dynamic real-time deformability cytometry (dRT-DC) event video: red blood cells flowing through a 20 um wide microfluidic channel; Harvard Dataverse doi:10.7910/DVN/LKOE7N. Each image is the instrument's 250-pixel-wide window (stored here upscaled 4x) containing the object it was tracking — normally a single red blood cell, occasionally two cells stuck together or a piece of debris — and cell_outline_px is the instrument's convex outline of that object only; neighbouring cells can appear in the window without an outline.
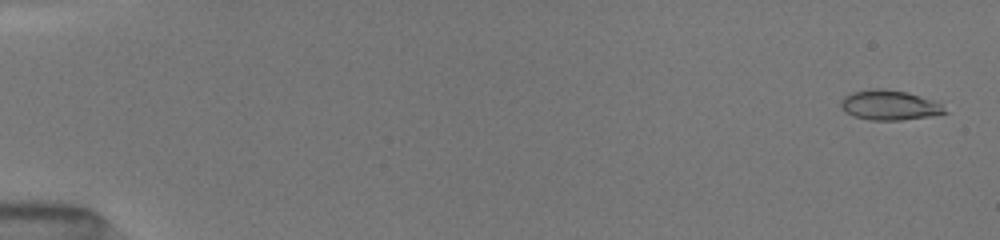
{"species": "common noctule bat (a hibernating species)", "species_latin": "Nyctalus noctula", "temperature_condition": "room temperature", "stored_images_in_passage": 37, "camera_frame_rate_fps": 3000, "um_per_image_px": 0.085, "animal": {"sex": "female", "body_mass_g": 19.5, "forearm_length_mm": 54.1}, "frame": {"image": 1, "passage_image": 2, "time_ms": 0.333, "image_size_px": [1000, 240], "cell_outline_px": [[948, 112], [932, 116], [900, 120], [868, 120], [852, 116], [844, 112], [840, 108], [840, 100], [844, 96], [852, 92], [876, 88], [884, 88], [904, 92], [920, 96], [932, 100], [940, 104]], "centroid_in_image_um": [75.54, 8.95], "position_along_channel_um": 9.5, "area_um2": 18.15}}
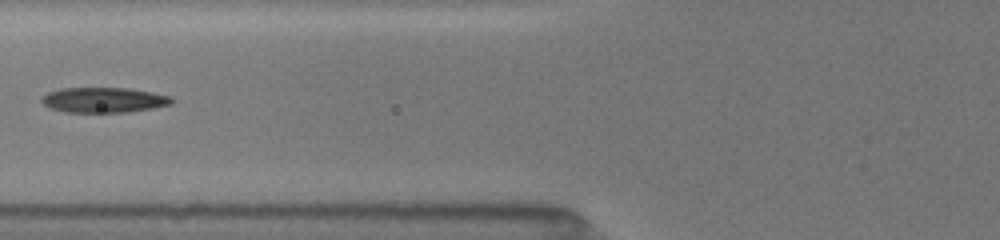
{"frame": {"image": 2, "passage_image": 14, "time_ms": 7.0, "image_size_px": [1000, 240], "cell_outline_px": [[176, 100], [172, 104], [152, 108], [128, 112], [64, 112], [48, 108], [40, 100], [40, 96], [48, 92], [60, 88], [128, 88], [152, 92], [172, 96]], "centroid_in_image_um": [8.81, 8.5], "position_along_channel_um": 117.0, "area_um2": 19.36}}
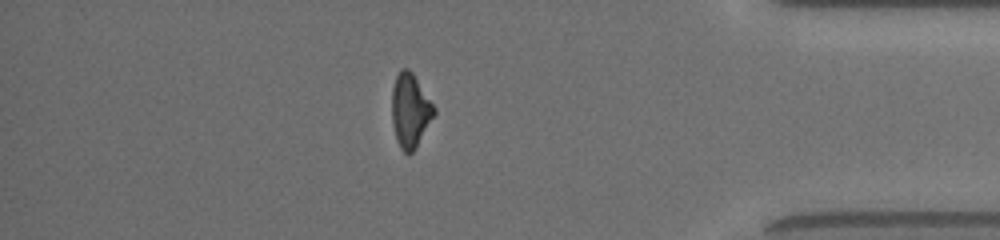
{"frame": {"image": 3, "passage_image": 33, "time_ms": 14.667, "image_size_px": [1000, 240], "cell_outline_px": [[436, 112], [416, 148], [408, 156], [400, 148], [396, 140], [392, 124], [392, 88], [396, 76], [400, 68], [408, 68], [412, 72], [436, 108]], "centroid_in_image_um": [34.86, 9.41], "position_along_channel_um": 400.3, "area_um2": 18.32}, "authors_computed_cell_mechanics": {"area_um2": 18.6694, "velocity_mm_per_s": 4.0697, "shape_relaxation_time_tau1_ms": 4.1283, "shape_relaxation_time_tau2_ms": 2.1127, "deformation_change_tau1": 0.1675, "deformation_change_tau2": 0.1022}}